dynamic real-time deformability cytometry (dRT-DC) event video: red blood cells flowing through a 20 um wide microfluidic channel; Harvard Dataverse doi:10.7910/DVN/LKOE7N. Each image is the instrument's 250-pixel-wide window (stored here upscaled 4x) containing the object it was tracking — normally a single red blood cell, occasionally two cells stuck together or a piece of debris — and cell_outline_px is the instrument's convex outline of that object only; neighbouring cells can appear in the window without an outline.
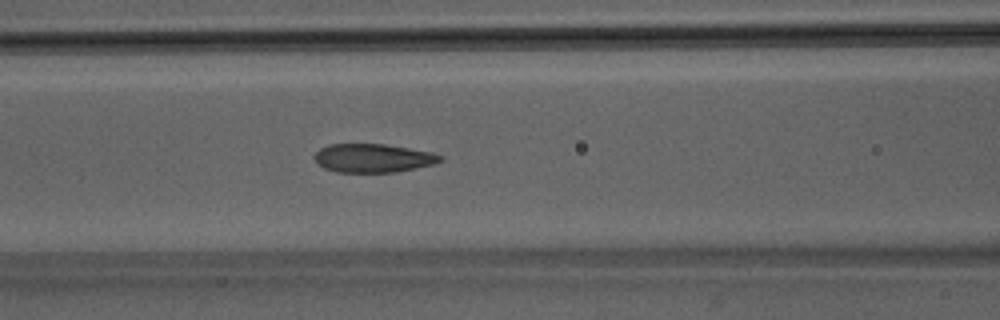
{"species": "Egyptian fruit bat (a non-hibernating species)", "species_latin": "Rousettus aegyptiacus", "temperature_condition": "room temperature", "stored_images_in_passage": 38, "camera_frame_rate_fps": 3000, "um_per_image_px": 0.085, "animal": {"sex": "male"}, "frame": {"image": 1, "passage_image": 14, "time_ms": 4.333, "image_size_px": [1000, 320], "cell_outline_px": [[444, 160], [436, 164], [396, 172], [336, 172], [324, 168], [316, 164], [312, 156], [320, 148], [328, 144], [384, 144], [432, 152], [444, 156]], "centroid_in_image_um": [31.71, 13.44], "position_along_channel_um": 134.9, "area_um2": 21.27}, "authors_computed_cell_mechanics": {"area_um2": 21.386, "velocity_mm_per_s": 4.0954, "shape_relaxation_time_tau1_ms": 6.5899, "shape_relaxation_time_tau2_ms": 1.2356, "deformation_change_tau1": 0.1829, "deformation_change_tau2": 0.071}}